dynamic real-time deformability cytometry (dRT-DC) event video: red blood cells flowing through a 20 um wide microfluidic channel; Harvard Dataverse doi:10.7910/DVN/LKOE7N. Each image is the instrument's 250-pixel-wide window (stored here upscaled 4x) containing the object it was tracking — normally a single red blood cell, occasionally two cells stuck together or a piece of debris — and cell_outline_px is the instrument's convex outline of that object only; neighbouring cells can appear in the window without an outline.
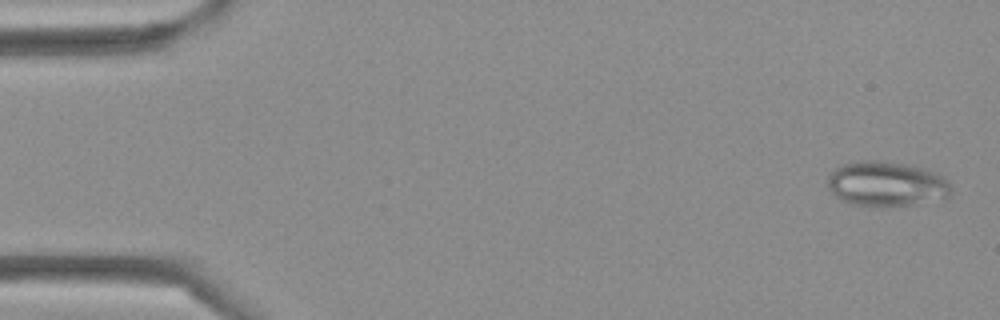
{"species": "Egyptian fruit bat (a non-hibernating species)", "species_latin": "Rousettus aegyptiacus", "temperature_condition": "cold", "stored_images_in_passage": 4, "camera_frame_rate_fps": 3000, "um_per_image_px": 0.085, "frame": {"image": 1, "passage_image": 1, "time_ms": 0.0, "image_size_px": [1000, 320], "cell_outline_px": [[952, 192], [944, 200], [916, 204], [868, 208], [848, 204], [840, 200], [828, 188], [828, 176], [840, 164], [852, 160], [880, 160], [912, 164], [936, 172], [944, 176], [948, 180], [952, 188]], "centroid_in_image_um": [75.37, 15.64], "position_along_channel_um": 9.6, "area_um2": 33.64}}